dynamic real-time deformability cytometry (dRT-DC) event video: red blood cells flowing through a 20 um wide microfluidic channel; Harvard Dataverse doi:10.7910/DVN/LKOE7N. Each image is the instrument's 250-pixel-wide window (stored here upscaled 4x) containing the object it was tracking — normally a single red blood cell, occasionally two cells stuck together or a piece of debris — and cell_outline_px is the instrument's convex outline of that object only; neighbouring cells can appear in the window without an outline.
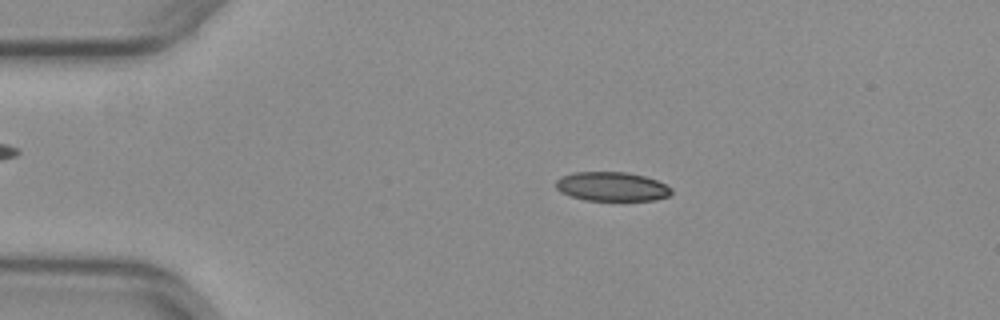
{"species": "common noctule bat (a hibernating species)", "species_latin": "Nyctalus noctula", "temperature_condition": "warm", "stored_images_in_passage": 52, "camera_frame_rate_fps": 3000, "um_per_image_px": 0.085, "animal": {"sex": "female", "body_mass_g": 29.2, "forearm_length_mm": 56.3}, "frame": {"image": 1, "passage_image": 11, "time_ms": 3.333, "image_size_px": [1000, 320], "cell_outline_px": [[672, 192], [668, 196], [656, 200], [584, 200], [560, 192], [556, 188], [556, 180], [560, 176], [572, 172], [628, 172], [644, 176], [656, 180], [672, 188]], "centroid_in_image_um": [51.99, 15.85], "position_along_channel_um": 33.0, "area_um2": 19.65}}
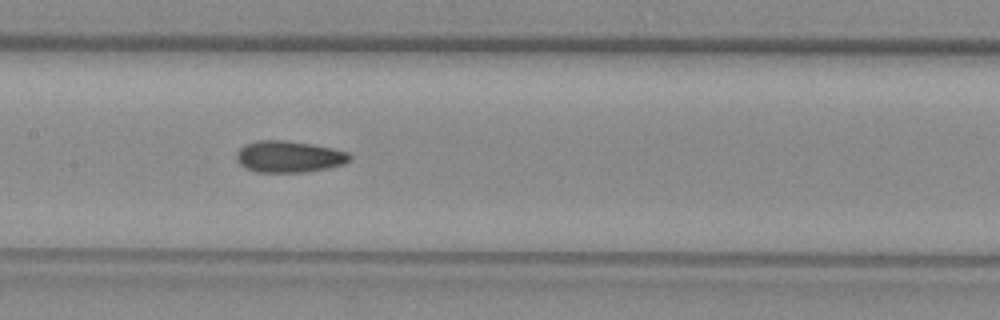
{"frame": {"image": 2, "passage_image": 26, "time_ms": 8.333, "image_size_px": [1000, 320], "cell_outline_px": [[352, 156], [344, 164], [328, 168], [304, 172], [256, 172], [244, 168], [236, 160], [236, 152], [244, 144], [256, 140], [288, 140], [312, 144], [332, 148], [348, 152]], "centroid_in_image_um": [24.52, 13.31], "position_along_channel_um": 182.9, "area_um2": 21.04}}
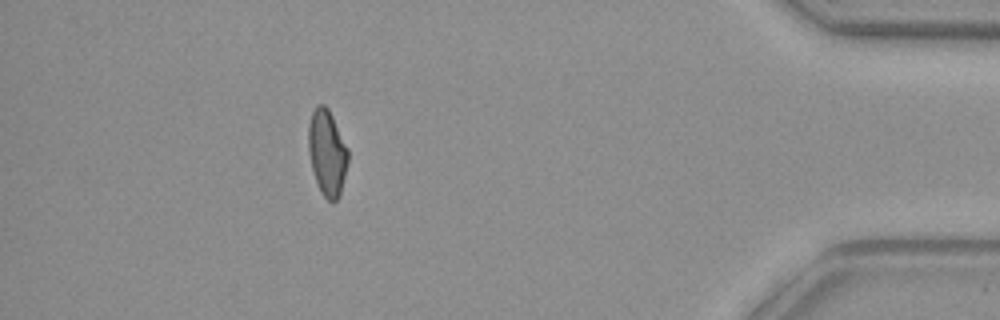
{"frame": {"image": 3, "passage_image": 47, "time_ms": 15.333, "image_size_px": [1000, 320], "cell_outline_px": [[348, 160], [340, 196], [332, 204], [320, 192], [312, 168], [308, 152], [308, 124], [312, 112], [316, 104], [324, 104], [328, 108], [348, 148]], "centroid_in_image_um": [27.79, 12.98], "position_along_channel_um": 407.4, "area_um2": 19.94}, "authors_computed_cell_mechanics": {"area_um2": 20.23, "velocity_mm_per_s": 3.9799, "shape_relaxation_time_tau1_ms": null, "shape_relaxation_time_tau2_ms": 1.9659, "deformation_change_tau1": null, "deformation_change_tau2": 0.08}}